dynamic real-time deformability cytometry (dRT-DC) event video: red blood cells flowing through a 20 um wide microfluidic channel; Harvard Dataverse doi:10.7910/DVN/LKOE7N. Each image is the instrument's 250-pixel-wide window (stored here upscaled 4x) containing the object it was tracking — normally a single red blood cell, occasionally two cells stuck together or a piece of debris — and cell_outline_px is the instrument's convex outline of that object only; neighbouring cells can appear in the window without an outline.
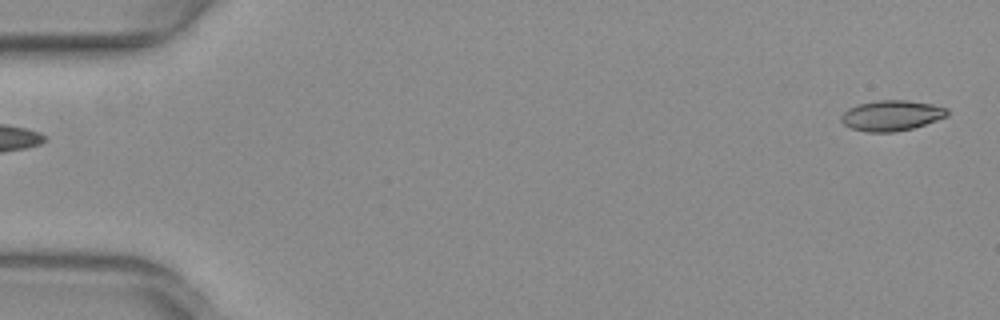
{"species": "common noctule bat (a hibernating species)", "species_latin": "Nyctalus noctula", "temperature_condition": "warm", "stored_images_in_passage": 17, "camera_frame_rate_fps": 3000, "um_per_image_px": 0.085, "animal": {"sex": "female", "body_mass_g": 29.2, "forearm_length_mm": 56.3}, "frame": {"image": 1, "passage_image": 1, "time_ms": 0.0, "image_size_px": [1000, 320], "cell_outline_px": [[948, 116], [912, 128], [896, 132], [868, 132], [852, 128], [844, 124], [840, 120], [840, 116], [848, 108], [860, 104], [876, 100], [908, 100], [932, 104], [948, 108]], "centroid_in_image_um": [75.78, 9.81], "position_along_channel_um": 9.2, "area_um2": 18.79}}
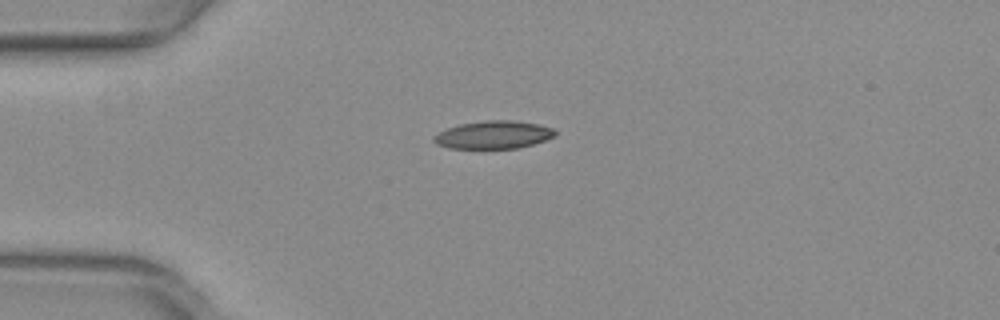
{"frame": {"image": 2, "passage_image": 13, "time_ms": 4.0, "image_size_px": [1000, 320], "cell_outline_px": [[556, 136], [520, 148], [448, 148], [436, 144], [432, 140], [432, 136], [448, 128], [460, 124], [484, 120], [516, 120], [540, 124], [556, 128]], "centroid_in_image_um": [41.98, 11.45], "position_along_channel_um": 43.0, "area_um2": 19.88}}